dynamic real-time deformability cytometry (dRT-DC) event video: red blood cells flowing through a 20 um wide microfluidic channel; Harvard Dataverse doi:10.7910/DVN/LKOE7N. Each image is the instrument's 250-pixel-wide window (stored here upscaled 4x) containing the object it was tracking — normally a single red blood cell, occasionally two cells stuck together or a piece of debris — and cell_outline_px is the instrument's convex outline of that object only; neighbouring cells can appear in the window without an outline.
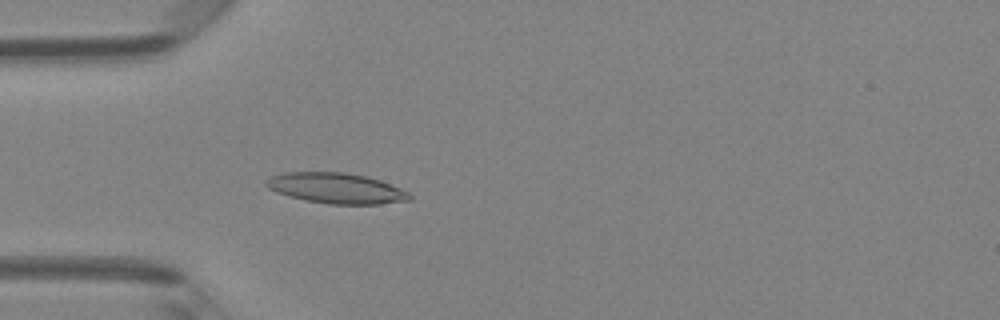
{"species": "Egyptian fruit bat (a non-hibernating species)", "species_latin": "Rousettus aegyptiacus", "temperature_condition": "room temperature", "stored_images_in_passage": 48, "camera_frame_rate_fps": 3000, "um_per_image_px": 0.085, "animal": {"sex": "female"}, "frame": {"image": 1, "passage_image": 14, "time_ms": 4.333, "image_size_px": [1000, 320], "cell_outline_px": [[412, 200], [380, 204], [328, 204], [304, 200], [288, 196], [276, 192], [268, 188], [264, 184], [264, 180], [272, 176], [284, 172], [344, 172], [364, 176], [380, 180], [400, 188], [408, 192], [412, 196]], "centroid_in_image_um": [28.56, 16.0], "position_along_channel_um": 56.4, "area_um2": 25.61}}
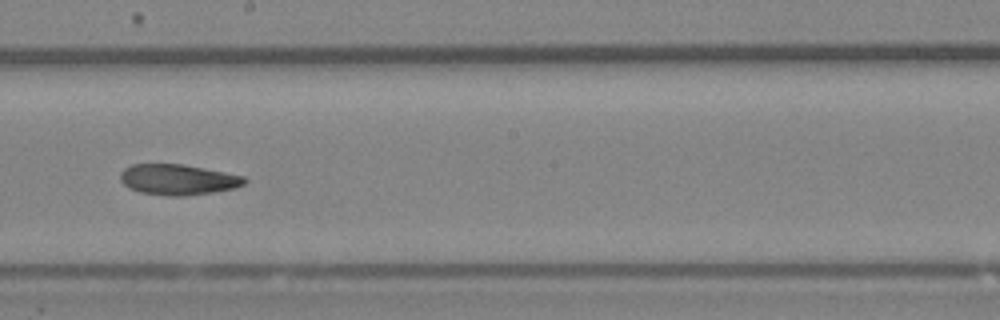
{"frame": {"image": 2, "passage_image": 27, "time_ms": 8.667, "image_size_px": [1000, 320], "cell_outline_px": [[248, 180], [244, 184], [236, 188], [212, 192], [184, 196], [168, 196], [140, 192], [128, 188], [120, 180], [120, 172], [124, 168], [132, 164], [184, 164], [244, 176]], "centroid_in_image_um": [15.11, 15.26], "position_along_channel_um": 233.1, "area_um2": 22.25}}
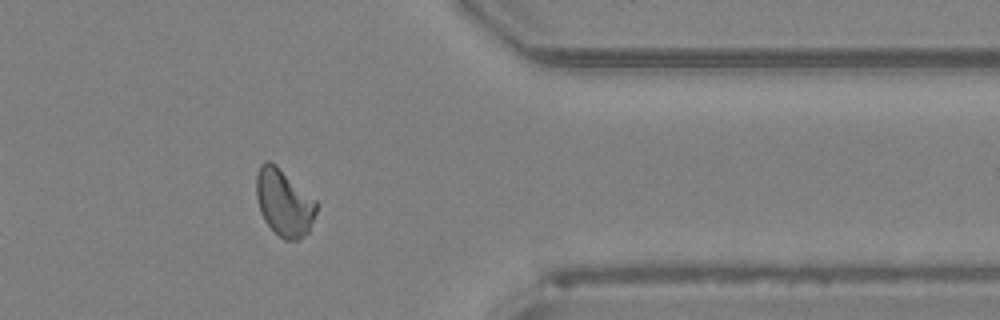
{"frame": {"image": 3, "passage_image": 39, "time_ms": 12.667, "image_size_px": [1000, 320], "cell_outline_px": [[316, 212], [308, 232], [300, 240], [284, 240], [264, 220], [260, 212], [256, 196], [256, 172], [260, 164], [264, 160], [268, 160], [276, 164], [316, 200]], "centroid_in_image_um": [24.12, 17.19], "position_along_channel_um": 387.3, "area_um2": 23.47}}